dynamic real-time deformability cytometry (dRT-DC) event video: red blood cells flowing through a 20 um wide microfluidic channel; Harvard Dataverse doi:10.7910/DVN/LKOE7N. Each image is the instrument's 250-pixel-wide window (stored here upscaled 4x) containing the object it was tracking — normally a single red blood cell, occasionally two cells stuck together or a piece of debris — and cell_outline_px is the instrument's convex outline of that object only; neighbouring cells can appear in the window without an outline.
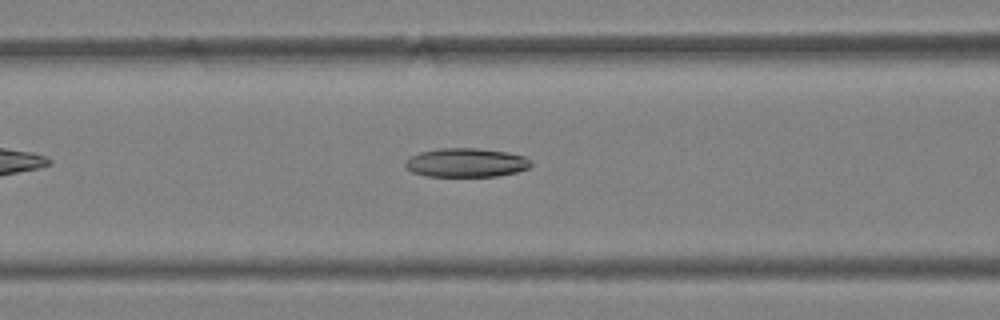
{"species": "Egyptian fruit bat (a non-hibernating species)", "species_latin": "Rousettus aegyptiacus", "temperature_condition": "warm", "stored_images_in_passage": 38, "camera_frame_rate_fps": 3000, "um_per_image_px": 0.085, "animal": {"sex": "female"}, "frame": {"image": 1, "passage_image": 10, "time_ms": 3.0, "image_size_px": [1000, 320], "cell_outline_px": [[532, 164], [528, 168], [516, 172], [496, 176], [428, 176], [412, 172], [404, 164], [404, 160], [420, 152], [440, 148], [476, 148], [508, 152], [524, 156]], "centroid_in_image_um": [39.61, 13.82], "position_along_channel_um": 127.0, "area_um2": 21.04}}
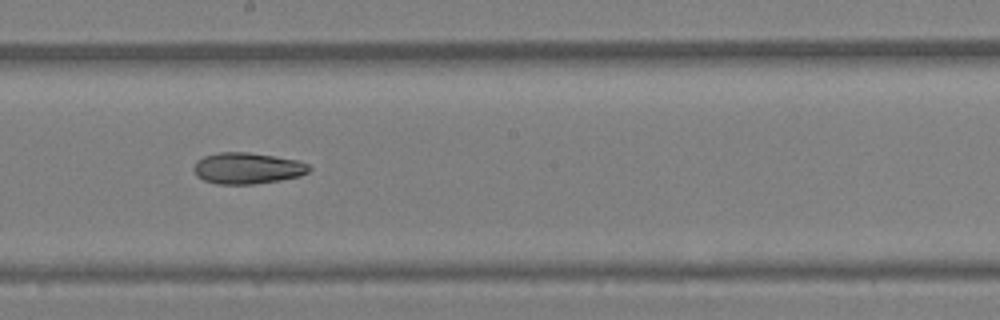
{"frame": {"image": 2, "passage_image": 17, "time_ms": 5.333, "image_size_px": [1000, 320], "cell_outline_px": [[312, 168], [308, 172], [300, 176], [280, 180], [252, 184], [216, 184], [204, 180], [196, 176], [192, 168], [196, 160], [204, 156], [220, 152], [248, 152], [276, 156], [300, 160], [308, 164]], "centroid_in_image_um": [21.02, 14.29], "position_along_channel_um": 227.2, "area_um2": 21.27}}
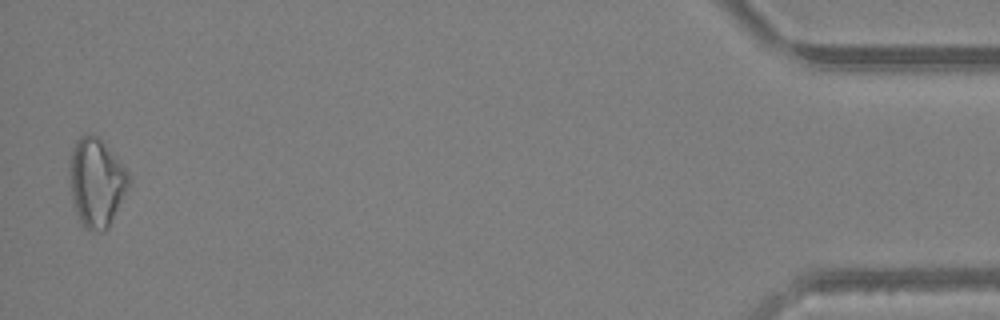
{"frame": {"image": 3, "passage_image": 37, "time_ms": 12.0, "image_size_px": [1000, 320], "cell_outline_px": [[132, 180], [108, 228], [100, 232], [84, 228], [76, 212], [72, 200], [72, 152], [76, 140], [80, 136], [88, 132], [96, 136], [104, 144], [128, 172]], "centroid_in_image_um": [8.23, 15.53], "position_along_channel_um": 427.0, "area_um2": 29.65}}